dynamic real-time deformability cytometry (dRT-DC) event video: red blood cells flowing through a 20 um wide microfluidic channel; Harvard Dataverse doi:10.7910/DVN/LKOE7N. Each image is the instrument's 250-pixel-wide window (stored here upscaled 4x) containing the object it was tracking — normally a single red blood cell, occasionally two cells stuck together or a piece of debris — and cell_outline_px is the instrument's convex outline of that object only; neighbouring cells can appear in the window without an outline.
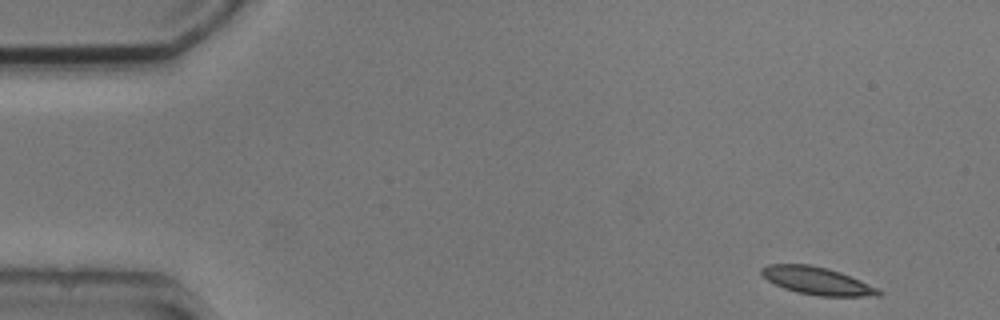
{"species": "common noctule bat (a hibernating species)", "species_latin": "Nyctalus noctula", "temperature_condition": "cold", "stored_images_in_passage": 5, "segment_of_instrument_passage": [1, 2], "camera_frame_rate_fps": 3000, "um_per_image_px": 0.085, "animal": {"sex": "male", "body_mass_g": 20.5, "forearm_length_mm": 52.5}, "frame": {"image": 1, "passage_image": 1, "time_ms": 0.0, "image_size_px": [1000, 320], "cell_outline_px": [[884, 296], [820, 296], [796, 292], [784, 288], [768, 280], [760, 272], [760, 268], [768, 264], [808, 264], [828, 268], [840, 272], [880, 288], [884, 292]], "centroid_in_image_um": [69.51, 23.87], "position_along_channel_um": 15.5, "area_um2": 18.96}}